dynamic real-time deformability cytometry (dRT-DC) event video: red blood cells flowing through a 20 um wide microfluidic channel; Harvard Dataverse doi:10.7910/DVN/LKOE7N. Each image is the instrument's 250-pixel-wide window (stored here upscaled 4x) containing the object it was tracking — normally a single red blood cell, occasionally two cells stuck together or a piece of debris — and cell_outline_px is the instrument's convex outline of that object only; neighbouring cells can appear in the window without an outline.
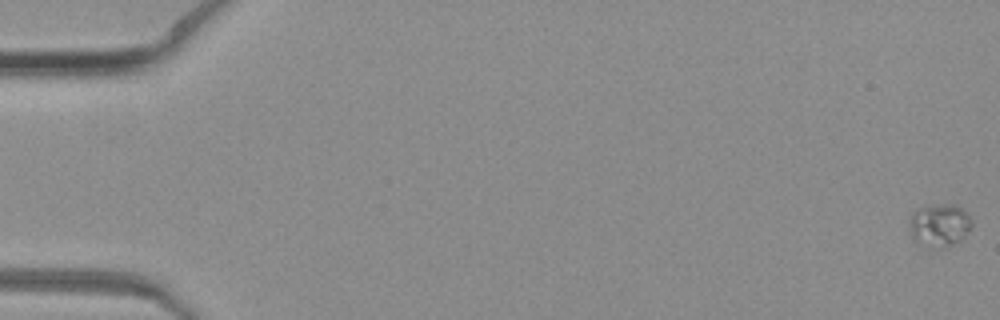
{"species": "common noctule bat (a hibernating species)", "species_latin": "Nyctalus noctula", "temperature_condition": "warm", "stored_images_in_passage": 52, "camera_frame_rate_fps": 3000, "um_per_image_px": 0.085, "animal": {"sex": "female", "body_mass_g": 19.3, "forearm_length_mm": 54.1}, "frame": {"image": 1, "passage_image": 1, "time_ms": 0.0, "image_size_px": [1000, 320], "cell_outline_px": [[972, 224], [964, 236], [960, 240], [948, 248], [928, 248], [916, 244], [908, 228], [908, 220], [912, 212], [920, 208], [944, 204], [956, 204], [964, 208], [972, 220]], "centroid_in_image_um": [79.83, 19.17], "position_along_channel_um": 5.2, "area_um2": 16.07}}